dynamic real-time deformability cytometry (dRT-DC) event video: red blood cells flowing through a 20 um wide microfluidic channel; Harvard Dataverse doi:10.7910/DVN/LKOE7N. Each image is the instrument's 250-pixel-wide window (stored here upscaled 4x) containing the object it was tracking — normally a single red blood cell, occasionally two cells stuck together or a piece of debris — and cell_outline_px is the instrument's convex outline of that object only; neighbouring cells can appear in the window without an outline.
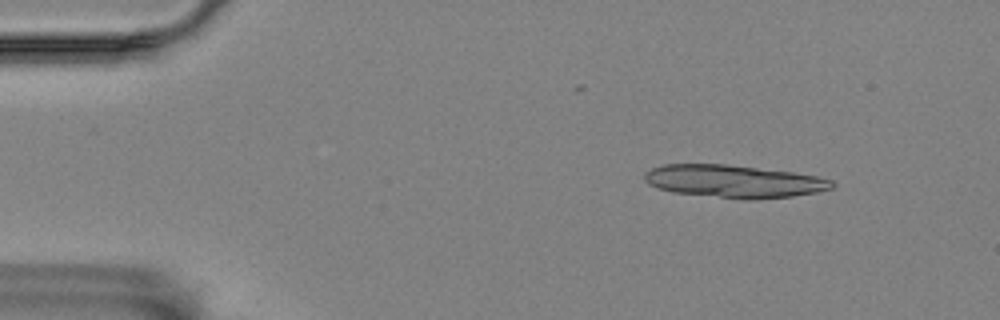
{"species": "Egyptian fruit bat (a non-hibernating species)", "species_latin": "Rousettus aegyptiacus", "temperature_condition": "room temperature", "stored_images_in_passage": 11, "camera_frame_rate_fps": 3000, "um_per_image_px": 0.085, "animal": {"sex": "female"}, "frame": {"image": 1, "passage_image": 2, "time_ms": 0.333, "image_size_px": [1000, 320], "cell_outline_px": [[836, 184], [832, 188], [816, 192], [792, 196], [752, 200], [744, 200], [672, 192], [656, 188], [648, 184], [644, 180], [644, 172], [652, 168], [664, 164], [724, 164], [792, 172], [816, 176], [832, 180]], "centroid_in_image_um": [62.34, 15.42], "position_along_channel_um": 22.7, "area_um2": 35.84}}